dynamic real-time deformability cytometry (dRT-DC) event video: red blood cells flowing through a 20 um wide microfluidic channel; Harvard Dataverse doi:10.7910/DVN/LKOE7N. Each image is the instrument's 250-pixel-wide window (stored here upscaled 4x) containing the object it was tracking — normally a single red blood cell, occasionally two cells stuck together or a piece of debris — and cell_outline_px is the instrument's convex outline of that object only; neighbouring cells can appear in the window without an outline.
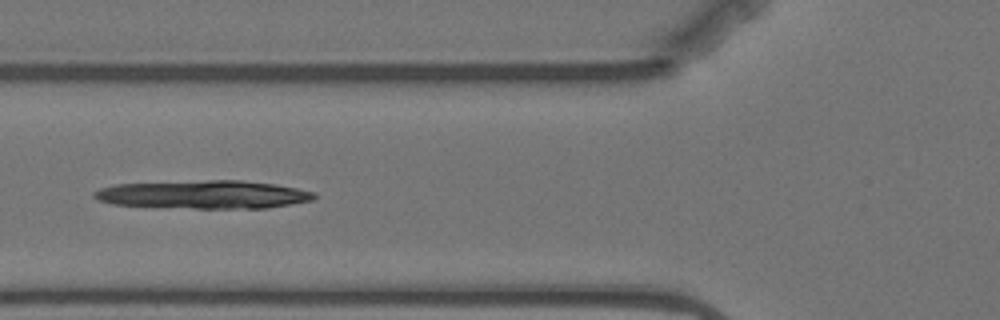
{"species": "Egyptian fruit bat (a non-hibernating species)", "species_latin": "Rousettus aegyptiacus", "temperature_condition": "warm", "stored_images_in_passage": 9, "camera_frame_rate_fps": 3000, "um_per_image_px": 0.085, "animal": {"sex": "female"}, "frame": {"image": 1, "passage_image": 6, "time_ms": 6.0, "image_size_px": [1000, 320], "cell_outline_px": [[316, 196], [312, 200], [292, 204], [268, 208], [196, 208], [112, 204], [96, 200], [92, 196], [92, 192], [100, 188], [116, 184], [208, 180], [240, 180], [276, 184], [316, 192]], "centroid_in_image_um": [17.31, 16.53], "position_along_channel_um": 108.5, "area_um2": 36.18}}
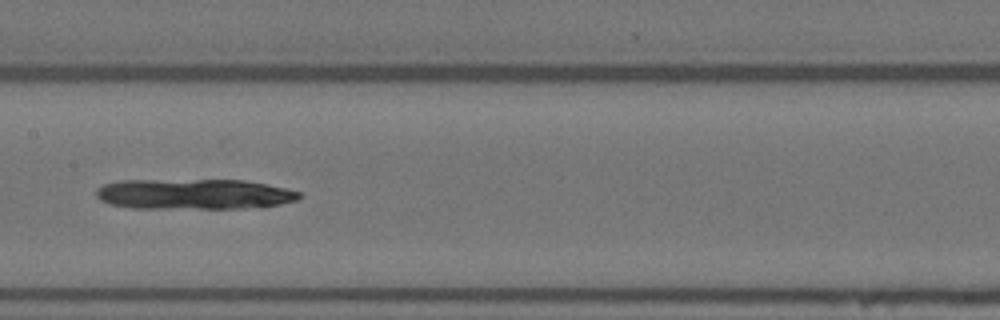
{"frame": {"image": 2, "passage_image": 8, "time_ms": 8.333, "image_size_px": [1000, 320], "cell_outline_px": [[304, 196], [296, 200], [280, 204], [260, 208], [132, 208], [112, 204], [100, 200], [96, 196], [96, 188], [104, 184], [120, 180], [244, 180], [284, 188], [300, 192]], "centroid_in_image_um": [16.5, 16.5], "position_along_channel_um": 190.9, "area_um2": 36.13}}
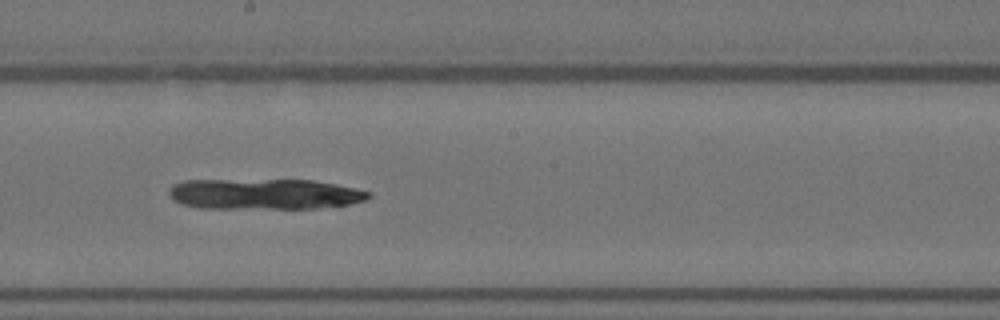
{"frame": {"image": 3, "passage_image": 9, "time_ms": 9.333, "image_size_px": [1000, 320], "cell_outline_px": [[372, 196], [364, 200], [352, 204], [316, 208], [200, 208], [184, 204], [172, 200], [168, 192], [168, 188], [172, 184], [184, 180], [312, 180], [336, 184], [368, 192]], "centroid_in_image_um": [22.42, 16.49], "position_along_channel_um": 225.8, "area_um2": 35.6}}